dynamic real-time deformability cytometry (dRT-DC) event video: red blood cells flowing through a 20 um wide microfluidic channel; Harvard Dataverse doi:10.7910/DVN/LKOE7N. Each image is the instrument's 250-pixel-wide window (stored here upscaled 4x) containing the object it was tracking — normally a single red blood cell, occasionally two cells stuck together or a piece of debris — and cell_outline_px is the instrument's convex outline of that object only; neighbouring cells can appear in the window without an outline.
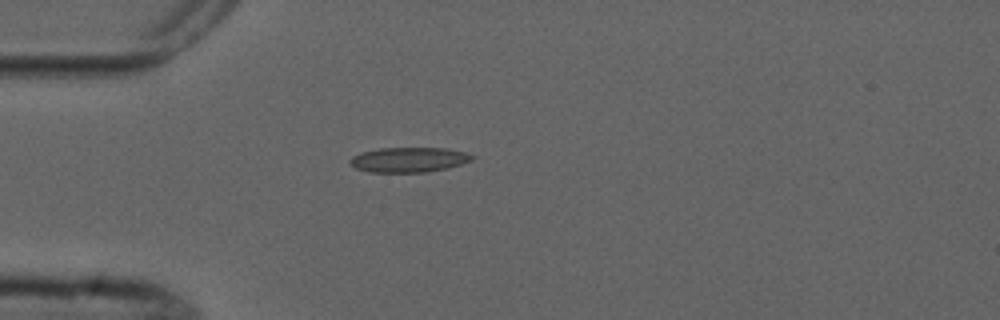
{"species": "common noctule bat (a hibernating species)", "species_latin": "Nyctalus noctula", "temperature_condition": "cold", "stored_images_in_passage": 1, "camera_frame_rate_fps": 3000, "um_per_image_px": 0.085, "animal": {"sex": "male", "forearm_length_mm": 52.5}, "frame": {"image": 1, "passage_image": 1, "time_ms": 0.0, "image_size_px": [1000, 320], "cell_outline_px": [[476, 156], [472, 160], [448, 168], [428, 172], [368, 172], [356, 168], [348, 160], [352, 156], [360, 152], [380, 148], [448, 148], [464, 152]], "centroid_in_image_um": [34.75, 13.57], "position_along_channel_um": 50.3, "area_um2": 17.8}}